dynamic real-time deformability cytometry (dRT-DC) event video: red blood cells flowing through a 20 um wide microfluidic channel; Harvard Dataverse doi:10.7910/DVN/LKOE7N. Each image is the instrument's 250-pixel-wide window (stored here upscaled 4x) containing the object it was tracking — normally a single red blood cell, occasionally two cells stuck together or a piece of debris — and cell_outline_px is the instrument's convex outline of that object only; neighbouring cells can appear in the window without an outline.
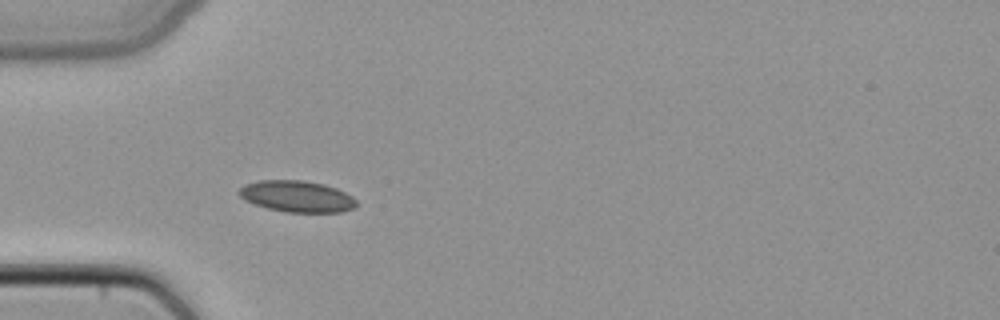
{"species": "common noctule bat (a hibernating species)", "species_latin": "Nyctalus noctula", "temperature_condition": "cold", "stored_images_in_passage": 34, "camera_frame_rate_fps": 3000, "um_per_image_px": 0.085, "animal": {"sex": "female", "body_mass_g": 22.7, "forearm_length_mm": 54.2}, "frame": {"image": 1, "passage_image": 1, "time_ms": 0.0, "image_size_px": [1000, 320], "cell_outline_px": [[356, 208], [340, 212], [284, 212], [268, 208], [244, 200], [236, 192], [244, 184], [256, 180], [304, 180], [324, 184], [336, 188], [352, 196], [356, 200]], "centroid_in_image_um": [25.22, 16.68], "position_along_channel_um": 59.8, "area_um2": 21.62}}
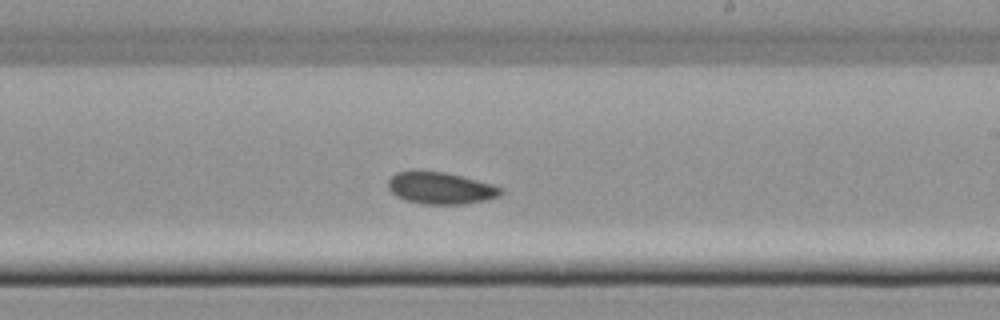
{"frame": {"image": 2, "passage_image": 15, "time_ms": 4.667, "image_size_px": [1000, 320], "cell_outline_px": [[504, 192], [496, 196], [484, 200], [464, 204], [424, 204], [404, 200], [396, 196], [388, 188], [388, 180], [396, 172], [412, 168], [416, 168], [444, 172], [492, 184], [504, 188]], "centroid_in_image_um": [37.38, 15.95], "position_along_channel_um": 251.6, "area_um2": 21.33}}
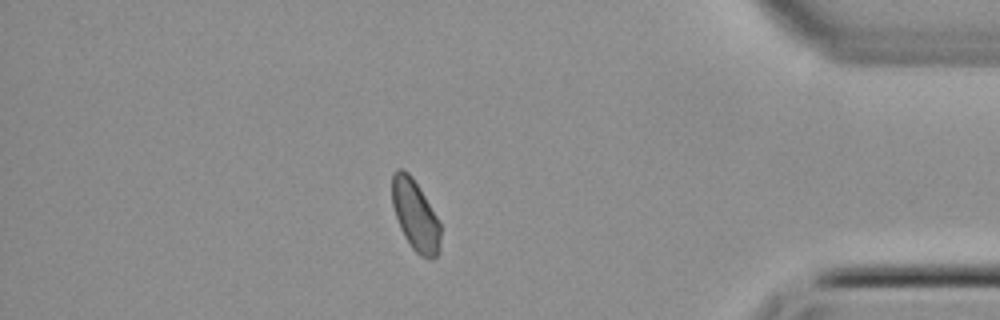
{"frame": {"image": 3, "passage_image": 28, "time_ms": 9.0, "image_size_px": [1000, 320], "cell_outline_px": [[440, 252], [432, 260], [428, 260], [420, 256], [412, 248], [404, 236], [400, 228], [392, 204], [392, 172], [396, 168], [404, 168], [412, 176], [436, 216], [440, 224]], "centroid_in_image_um": [35.29, 18.31], "position_along_channel_um": 399.9, "area_um2": 20.06}}